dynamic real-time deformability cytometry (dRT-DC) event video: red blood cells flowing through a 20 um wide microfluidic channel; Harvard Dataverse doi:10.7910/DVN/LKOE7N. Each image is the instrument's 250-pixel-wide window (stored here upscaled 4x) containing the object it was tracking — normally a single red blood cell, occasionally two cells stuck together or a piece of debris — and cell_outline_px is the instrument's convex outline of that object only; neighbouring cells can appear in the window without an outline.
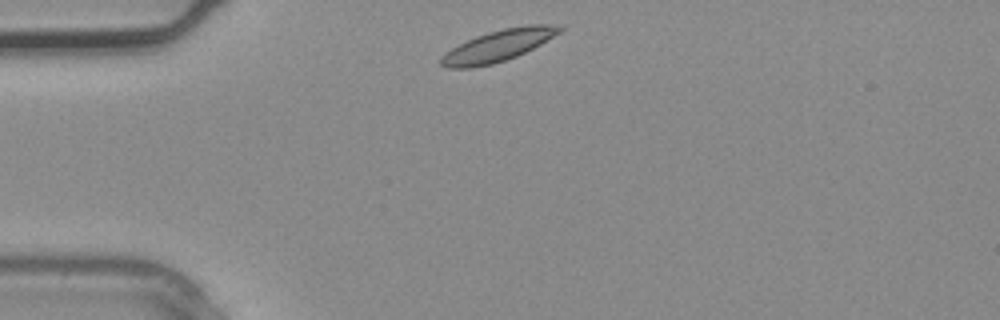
{"species": "common noctule bat (a hibernating species)", "species_latin": "Nyctalus noctula", "temperature_condition": "warm", "stored_images_in_passage": 1, "camera_frame_rate_fps": 3000, "um_per_image_px": 0.085, "animal": {"sex": "male", "body_mass_g": 20.4}, "frame": {"image": 1, "passage_image": 1, "time_ms": 0.0, "image_size_px": [1000, 320], "cell_outline_px": [[564, 28], [560, 32], [540, 44], [516, 56], [492, 64], [472, 68], [448, 68], [440, 64], [440, 56], [452, 48], [476, 36], [488, 32], [504, 28], [528, 24], [560, 24]], "centroid_in_image_um": [42.35, 3.87], "position_along_channel_um": 42.7, "area_um2": 21.56}}